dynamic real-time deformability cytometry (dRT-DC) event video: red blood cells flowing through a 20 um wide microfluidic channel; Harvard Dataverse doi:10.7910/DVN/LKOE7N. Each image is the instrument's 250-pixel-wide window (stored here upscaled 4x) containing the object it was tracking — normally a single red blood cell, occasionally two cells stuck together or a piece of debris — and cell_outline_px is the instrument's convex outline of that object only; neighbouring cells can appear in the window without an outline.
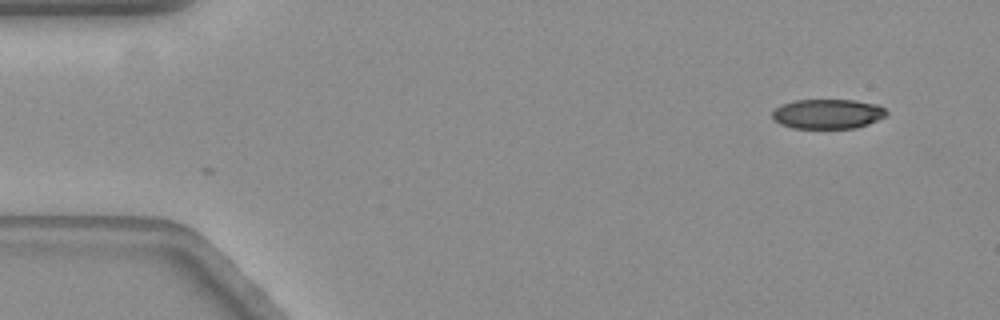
{"species": "common noctule bat (a hibernating species)", "species_latin": "Nyctalus noctula", "temperature_condition": "warm", "stored_images_in_passage": 12, "camera_frame_rate_fps": 3000, "um_per_image_px": 0.085, "animal": {"sex": "female", "body_mass_g": 19.3, "forearm_length_mm": 54.1}, "frame": {"image": 1, "passage_image": 1, "time_ms": 0.0, "image_size_px": [1000, 320], "cell_outline_px": [[888, 112], [884, 116], [868, 124], [856, 128], [792, 128], [780, 124], [772, 116], [772, 112], [780, 104], [792, 100], [856, 100], [876, 104], [884, 108]], "centroid_in_image_um": [70.33, 9.67], "position_along_channel_um": 14.7, "area_um2": 19.77}}